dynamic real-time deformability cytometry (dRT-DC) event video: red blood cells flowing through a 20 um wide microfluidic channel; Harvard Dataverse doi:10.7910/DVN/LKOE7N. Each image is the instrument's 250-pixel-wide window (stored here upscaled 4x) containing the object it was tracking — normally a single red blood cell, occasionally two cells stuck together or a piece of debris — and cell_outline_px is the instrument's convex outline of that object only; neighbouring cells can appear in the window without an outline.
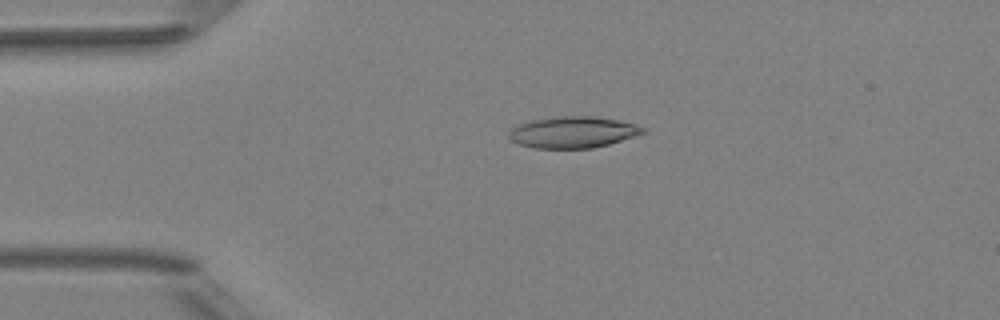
{"species": "Egyptian fruit bat (a non-hibernating species)", "species_latin": "Rousettus aegyptiacus", "temperature_condition": "room temperature", "stored_images_in_passage": 4, "camera_frame_rate_fps": 3000, "um_per_image_px": 0.085, "animal": {"sex": "female"}, "frame": {"image": 1, "passage_image": 3, "time_ms": 2.333, "image_size_px": [1000, 320], "cell_outline_px": [[644, 132], [608, 144], [592, 148], [532, 148], [520, 144], [512, 140], [508, 136], [508, 132], [512, 128], [520, 124], [532, 120], [552, 116], [592, 116], [616, 120], [636, 124], [644, 128]], "centroid_in_image_um": [48.64, 11.23], "position_along_channel_um": 36.4, "area_um2": 24.22}}